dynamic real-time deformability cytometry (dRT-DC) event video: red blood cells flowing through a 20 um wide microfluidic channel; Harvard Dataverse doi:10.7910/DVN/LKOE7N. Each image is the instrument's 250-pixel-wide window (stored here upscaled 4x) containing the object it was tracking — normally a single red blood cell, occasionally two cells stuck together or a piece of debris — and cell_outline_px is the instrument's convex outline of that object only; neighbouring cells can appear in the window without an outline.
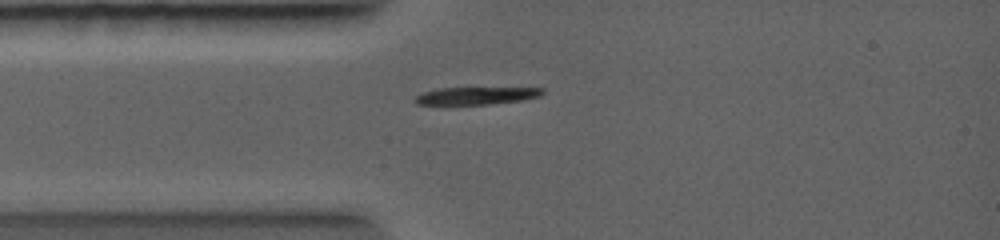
{"species": "common noctule bat (a hibernating species)", "species_latin": "Nyctalus noctula", "temperature_condition": "warm", "stored_images_in_passage": 7, "camera_frame_rate_fps": 5000, "um_per_image_px": 0.085, "animal": {"sex": "female", "body_mass_g": 19.0, "forearm_length_mm": 56.7}, "frame": {"image": 1, "passage_image": 7, "time_ms": 2.4, "image_size_px": [1000, 240], "cell_outline_px": [[544, 92], [540, 96], [524, 100], [488, 104], [444, 108], [416, 104], [412, 100], [416, 96], [424, 92], [440, 88], [544, 88]], "centroid_in_image_um": [40.32, 8.19], "position_along_channel_um": 44.7, "area_um2": 13.87}}